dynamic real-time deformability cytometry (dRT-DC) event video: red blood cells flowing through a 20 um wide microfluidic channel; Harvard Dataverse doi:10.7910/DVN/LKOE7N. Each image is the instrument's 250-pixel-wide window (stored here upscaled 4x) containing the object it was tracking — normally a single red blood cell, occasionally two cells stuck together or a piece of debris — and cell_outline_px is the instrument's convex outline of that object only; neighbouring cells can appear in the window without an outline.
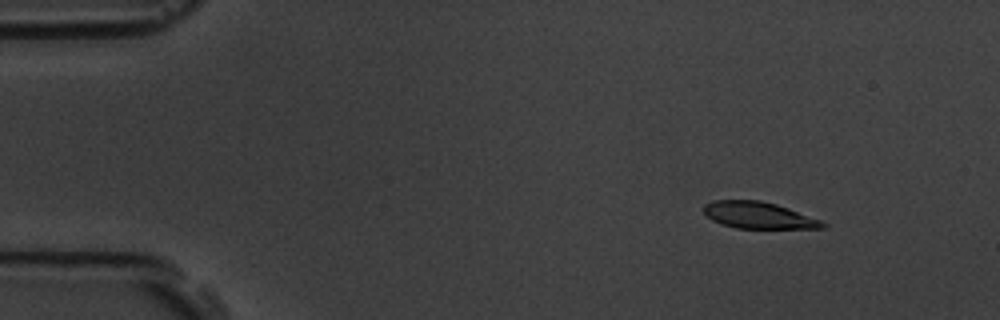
{"species": "common noctule bat (a hibernating species)", "species_latin": "Nyctalus noctula", "temperature_condition": "room temperature", "stored_images_in_passage": 6, "camera_frame_rate_fps": 3000, "um_per_image_px": 0.085, "animal": {"sex": "male", "body_mass_g": 19.5, "forearm_length_mm": 54.6}, "frame": {"image": 1, "passage_image": 2, "time_ms": 1.0, "image_size_px": [1000, 320], "cell_outline_px": [[828, 224], [824, 228], [736, 228], [712, 220], [704, 212], [704, 204], [712, 200], [760, 200], [776, 204], [788, 208], [820, 220]], "centroid_in_image_um": [64.47, 18.29], "position_along_channel_um": 20.5, "area_um2": 18.26}}
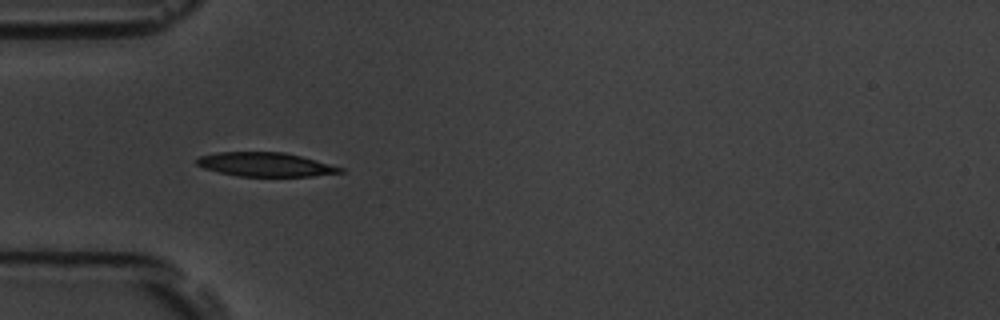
{"frame": {"image": 2, "passage_image": 5, "time_ms": 4.667, "image_size_px": [1000, 320], "cell_outline_px": [[344, 172], [312, 176], [240, 176], [220, 172], [204, 168], [196, 164], [196, 160], [200, 156], [216, 152], [284, 152], [316, 160], [344, 168]], "centroid_in_image_um": [22.57, 13.98], "position_along_channel_um": 62.4, "area_um2": 19.88}}
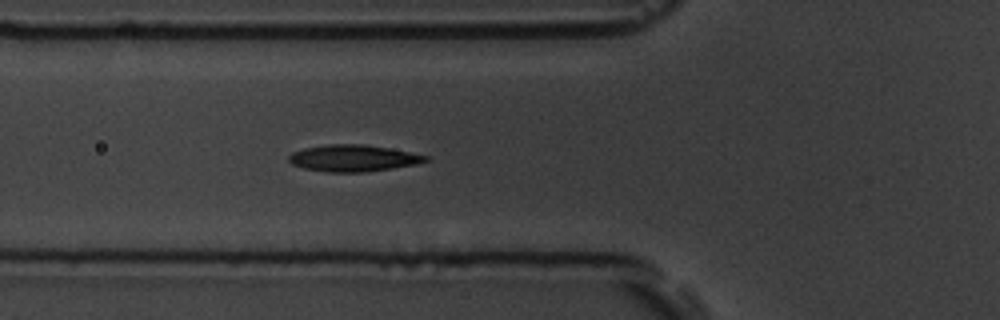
{"frame": {"image": 3, "passage_image": 6, "time_ms": 5.667, "image_size_px": [1000, 320], "cell_outline_px": [[428, 160], [416, 164], [392, 168], [364, 172], [328, 172], [304, 168], [292, 164], [288, 160], [288, 156], [292, 152], [304, 148], [328, 144], [364, 144], [388, 148], [428, 156]], "centroid_in_image_um": [29.98, 13.44], "position_along_channel_um": 95.8, "area_um2": 21.04}}